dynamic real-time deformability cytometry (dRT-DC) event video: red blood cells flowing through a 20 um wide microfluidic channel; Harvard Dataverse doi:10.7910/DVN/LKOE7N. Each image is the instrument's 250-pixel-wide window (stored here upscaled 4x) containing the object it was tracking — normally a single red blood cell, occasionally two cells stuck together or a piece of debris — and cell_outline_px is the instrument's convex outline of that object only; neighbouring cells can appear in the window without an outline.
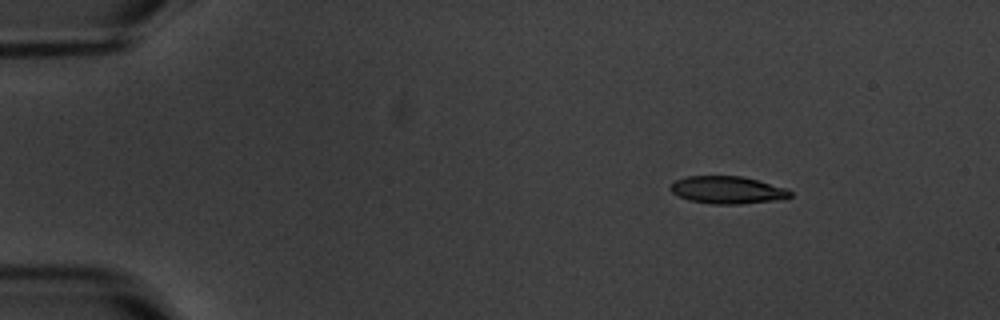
{"species": "common noctule bat (a hibernating species)", "species_latin": "Nyctalus noctula", "temperature_condition": "warm", "stored_images_in_passage": 3, "camera_frame_rate_fps": 3000, "um_per_image_px": 0.085, "animal": {"sex": "male", "body_mass_g": 20.1, "forearm_length_mm": 53.5}, "frame": {"image": 1, "passage_image": 1, "time_ms": 0.0, "image_size_px": [1000, 320], "cell_outline_px": [[792, 196], [784, 200], [740, 204], [712, 204], [688, 200], [672, 192], [668, 188], [676, 180], [688, 176], [744, 176], [788, 188], [792, 192]], "centroid_in_image_um": [61.91, 16.15], "position_along_channel_um": 23.1, "area_um2": 19.48}}
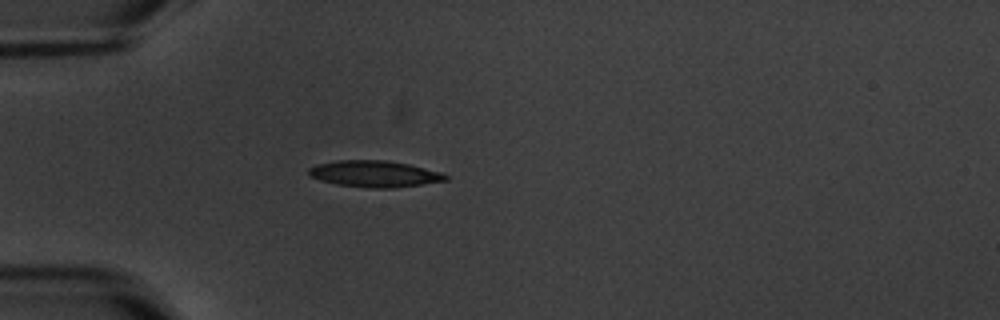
{"frame": {"image": 2, "passage_image": 3, "time_ms": 3.0, "image_size_px": [1000, 320], "cell_outline_px": [[448, 180], [392, 188], [368, 188], [336, 184], [320, 180], [308, 176], [308, 168], [316, 164], [336, 160], [384, 160], [408, 164], [440, 172], [448, 176]], "centroid_in_image_um": [31.77, 14.77], "position_along_channel_um": 53.2, "area_um2": 21.04}}